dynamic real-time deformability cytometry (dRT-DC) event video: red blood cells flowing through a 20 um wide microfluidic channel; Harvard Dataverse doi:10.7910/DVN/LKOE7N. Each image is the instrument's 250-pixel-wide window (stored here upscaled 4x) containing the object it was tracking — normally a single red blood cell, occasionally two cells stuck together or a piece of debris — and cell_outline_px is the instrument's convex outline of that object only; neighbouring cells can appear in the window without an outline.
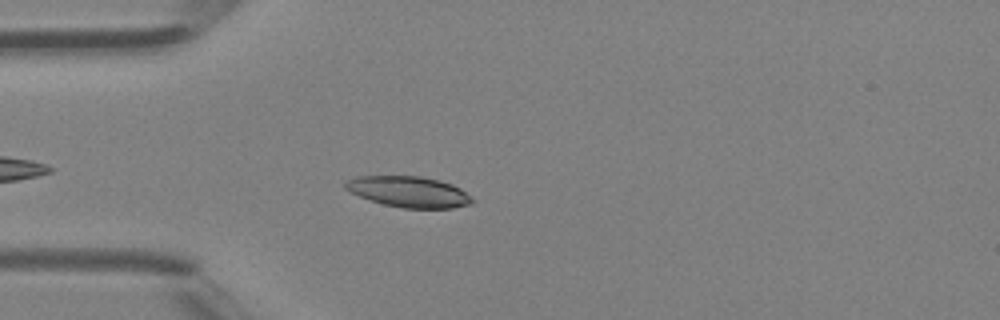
{"species": "Egyptian fruit bat (a non-hibernating species)", "species_latin": "Rousettus aegyptiacus", "temperature_condition": "room temperature", "stored_images_in_passage": 32, "camera_frame_rate_fps": 3000, "um_per_image_px": 0.085, "animal": {"sex": "female"}, "frame": {"image": 1, "passage_image": 5, "time_ms": 1.333, "image_size_px": [1000, 320], "cell_outline_px": [[476, 200], [472, 204], [452, 208], [404, 208], [384, 204], [360, 196], [344, 188], [344, 180], [356, 176], [420, 176], [440, 180], [452, 184], [460, 188], [472, 196]], "centroid_in_image_um": [34.78, 16.29], "position_along_channel_um": 50.2, "area_um2": 22.95}}
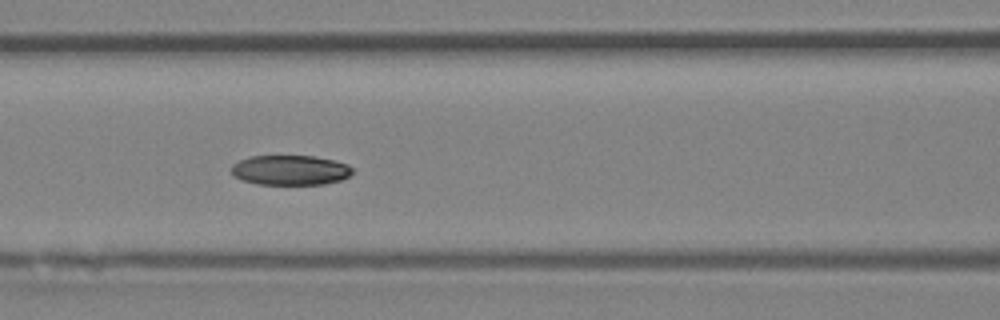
{"frame": {"image": 2, "passage_image": 12, "time_ms": 3.667, "image_size_px": [1000, 320], "cell_outline_px": [[352, 172], [348, 176], [340, 180], [324, 184], [256, 184], [232, 176], [232, 164], [240, 160], [252, 156], [312, 156], [336, 160], [348, 164], [352, 168]], "centroid_in_image_um": [24.67, 14.46], "position_along_channel_um": 141.9, "area_um2": 21.04}}
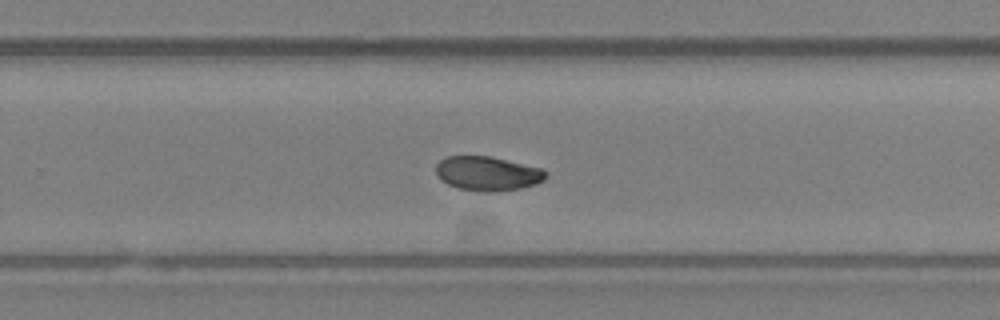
{"frame": {"image": 3, "passage_image": 22, "time_ms": 7.0, "image_size_px": [1000, 320], "cell_outline_px": [[548, 176], [544, 180], [536, 184], [520, 188], [492, 192], [484, 192], [460, 188], [448, 184], [440, 180], [436, 172], [436, 164], [444, 156], [488, 156], [540, 168], [548, 172]], "centroid_in_image_um": [41.43, 14.75], "position_along_channel_um": 288.4, "area_um2": 21.85}, "authors_computed_cell_mechanics": {"area_um2": 22.0796, "velocity_mm_per_s": 4.4109, "shape_relaxation_time_tau1_ms": 5.6438, "shape_relaxation_time_tau2_ms": 5.0739, "deformation_change_tau1": 0.1537, "deformation_change_tau2": 0.0867}}